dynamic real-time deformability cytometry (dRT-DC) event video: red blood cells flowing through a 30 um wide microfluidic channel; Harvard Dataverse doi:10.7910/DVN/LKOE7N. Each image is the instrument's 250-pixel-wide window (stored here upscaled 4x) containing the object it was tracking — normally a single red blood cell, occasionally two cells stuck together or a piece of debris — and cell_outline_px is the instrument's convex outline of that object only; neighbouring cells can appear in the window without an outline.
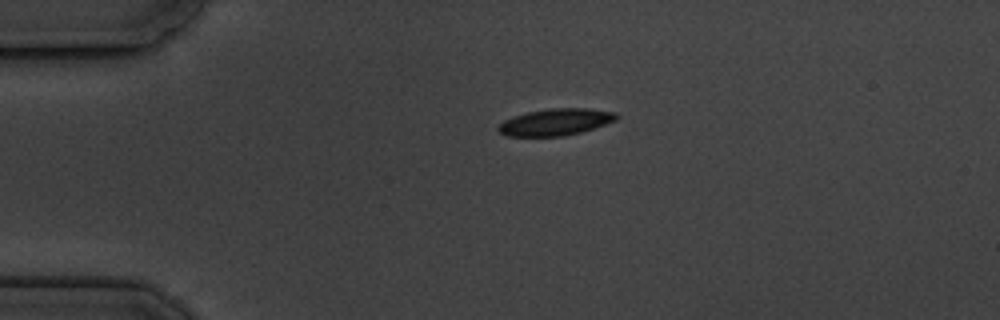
{"species": "common noctule bat (a hibernating species)", "species_latin": "Nyctalus noctula", "temperature_condition": "cold", "stored_images_in_passage": 2, "camera_frame_rate_fps": 3000, "um_per_image_px": 0.085, "animal": {"sex": "male", "body_mass_g": 19.5, "forearm_length_mm": 54.6}, "frame": {"image": 1, "passage_image": 1, "time_ms": 0.0, "image_size_px": [1000, 320], "cell_outline_px": [[620, 116], [616, 120], [580, 132], [564, 136], [508, 136], [500, 132], [496, 128], [504, 120], [512, 116], [528, 112], [548, 108], [588, 108], [616, 112]], "centroid_in_image_um": [47.22, 10.36], "position_along_channel_um": 37.8, "area_um2": 18.38}}